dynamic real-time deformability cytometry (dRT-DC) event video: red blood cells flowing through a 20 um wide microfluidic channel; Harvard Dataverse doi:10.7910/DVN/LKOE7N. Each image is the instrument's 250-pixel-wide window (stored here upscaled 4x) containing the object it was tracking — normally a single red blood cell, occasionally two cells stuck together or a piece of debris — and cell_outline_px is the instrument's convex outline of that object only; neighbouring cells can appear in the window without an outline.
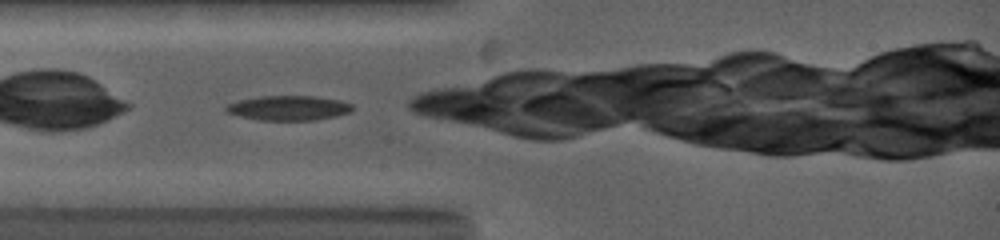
{"species": "common noctule bat (a hibernating species)", "species_latin": "Nyctalus noctula", "temperature_condition": "warm", "stored_images_in_passage": 5, "camera_frame_rate_fps": 5000, "um_per_image_px": 0.085, "animal": {"sex": "female", "body_mass_g": 19.0, "forearm_length_mm": 53.3}, "frame": {"image": 1, "passage_image": 1, "time_ms": 0.0, "image_size_px": [1000, 240], "cell_outline_px": [[352, 112], [336, 116], [316, 120], [260, 120], [240, 116], [224, 112], [224, 108], [228, 104], [240, 100], [260, 96], [316, 96], [340, 100], [352, 104]], "centroid_in_image_um": [24.54, 9.18], "position_along_channel_um": 60.5, "area_um2": 18.26}}
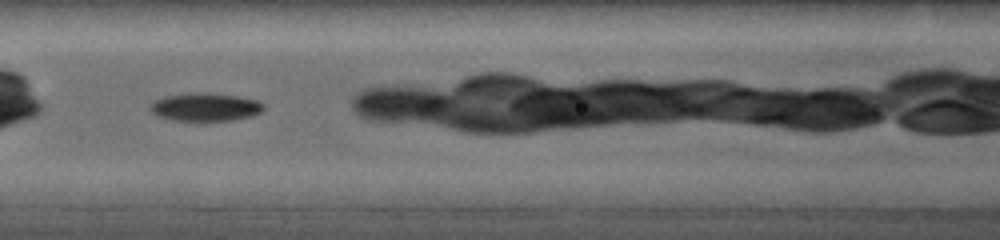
{"frame": {"image": 2, "passage_image": 4, "time_ms": 2.2, "image_size_px": [1000, 240], "cell_outline_px": [[264, 108], [260, 112], [252, 116], [232, 120], [172, 120], [156, 116], [148, 108], [148, 104], [152, 100], [164, 96], [188, 92], [208, 92], [236, 96], [260, 100], [264, 104]], "centroid_in_image_um": [17.39, 9.07], "position_along_channel_um": 149.2, "area_um2": 18.96}}